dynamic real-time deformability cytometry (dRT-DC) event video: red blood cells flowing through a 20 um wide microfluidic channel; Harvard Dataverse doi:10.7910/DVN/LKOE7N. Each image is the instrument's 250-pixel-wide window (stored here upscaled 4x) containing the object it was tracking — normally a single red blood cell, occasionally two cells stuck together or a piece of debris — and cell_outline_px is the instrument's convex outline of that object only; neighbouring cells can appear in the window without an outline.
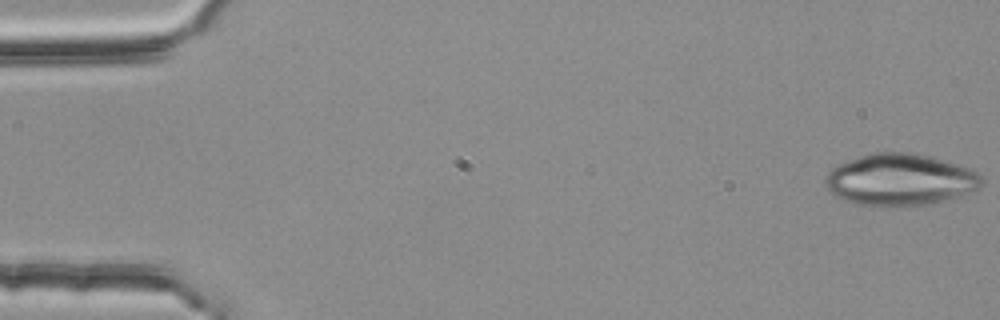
{"species": "common noctule bat (a hibernating species)", "species_latin": "Nyctalus noctula", "temperature_condition": "room temperature", "stored_images_in_passage": 4, "camera_frame_rate_fps": 3000, "um_per_image_px": 0.085, "animal": {"sex": "female", "body_mass_g": 25.1}, "frame": {"image": 1, "passage_image": 1, "time_ms": 0.0, "image_size_px": [1000, 320], "cell_outline_px": [[984, 184], [980, 188], [956, 196], [924, 204], [856, 204], [844, 200], [836, 196], [824, 184], [824, 176], [832, 168], [848, 160], [872, 152], [908, 152], [928, 156], [968, 168], [976, 172], [984, 180]], "centroid_in_image_um": [76.47, 15.24], "position_along_channel_um": 8.5, "area_um2": 46.01}}